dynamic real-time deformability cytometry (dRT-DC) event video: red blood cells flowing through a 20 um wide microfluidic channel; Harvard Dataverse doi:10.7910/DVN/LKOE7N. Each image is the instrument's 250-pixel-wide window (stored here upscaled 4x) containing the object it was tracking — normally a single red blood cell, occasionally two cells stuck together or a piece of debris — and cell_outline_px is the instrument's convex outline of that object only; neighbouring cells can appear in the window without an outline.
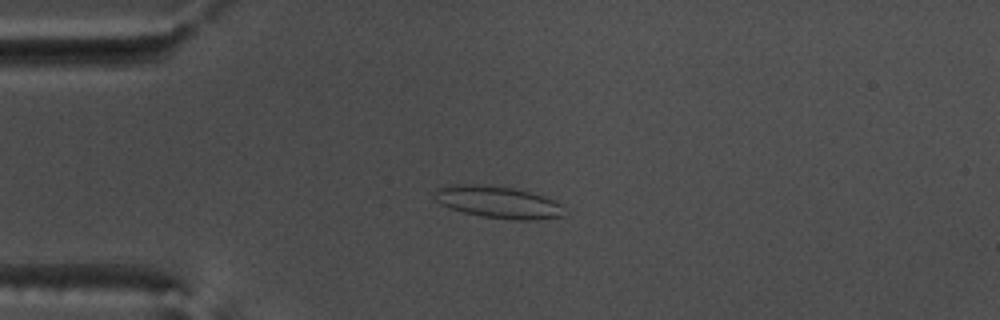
{"species": "common noctule bat (a hibernating species)", "species_latin": "Nyctalus noctula", "temperature_condition": "warm", "stored_images_in_passage": 54, "camera_frame_rate_fps": 3000, "um_per_image_px": 0.085, "animal": {"sex": "male", "body_mass_g": 17.5, "forearm_length_mm": 52.3}, "frame": {"image": 1, "passage_image": 14, "time_ms": 4.333, "image_size_px": [1000, 320], "cell_outline_px": [[564, 216], [536, 220], [512, 220], [480, 216], [448, 208], [440, 204], [436, 200], [432, 192], [436, 188], [448, 184], [484, 184], [512, 188], [544, 196], [560, 204]], "centroid_in_image_um": [42.25, 17.18], "position_along_channel_um": 42.7, "area_um2": 24.39}}
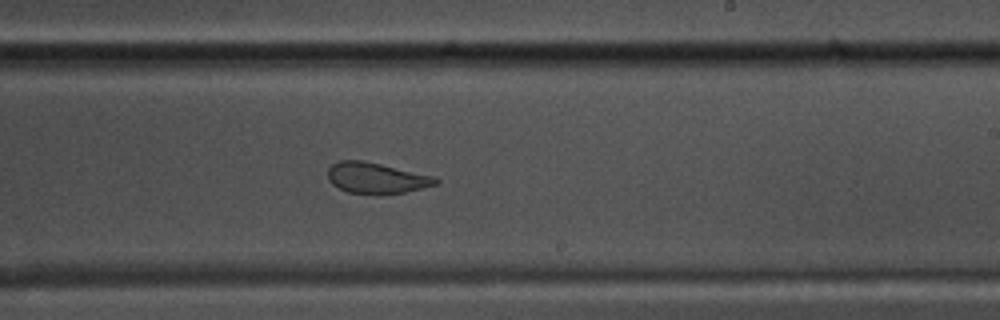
{"frame": {"image": 2, "passage_image": 33, "time_ms": 10.667, "image_size_px": [1000, 320], "cell_outline_px": [[440, 184], [404, 192], [376, 196], [348, 192], [332, 184], [328, 176], [328, 168], [332, 164], [340, 160], [360, 160], [380, 164], [436, 176], [440, 180]], "centroid_in_image_um": [32.03, 15.15], "position_along_channel_um": 257.0, "area_um2": 19.71}}
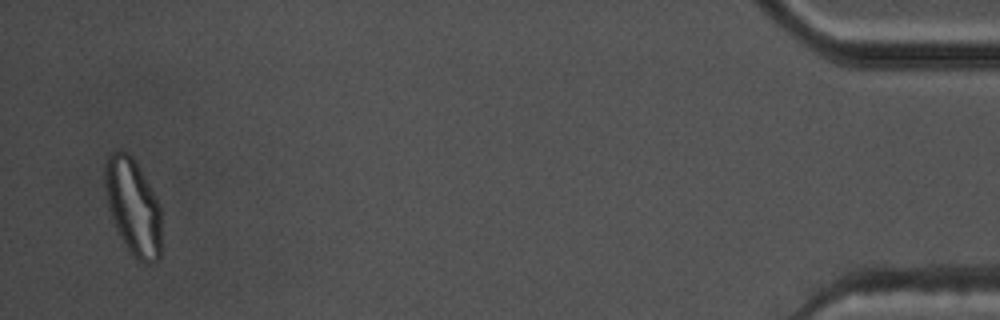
{"frame": {"image": 3, "passage_image": 53, "time_ms": 17.333, "image_size_px": [1000, 320], "cell_outline_px": [[160, 260], [152, 264], [144, 264], [132, 256], [124, 244], [116, 228], [108, 204], [104, 176], [104, 168], [108, 156], [112, 152], [128, 152], [132, 156], [148, 184], [160, 208]], "centroid_in_image_um": [11.31, 17.64], "position_along_channel_um": 423.9, "area_um2": 31.21}, "authors_computed_cell_mechanics": {"area_um2": 24.4494, "velocity_mm_per_s": 3.7612, "shape_relaxation_time_tau1_ms": null, "shape_relaxation_time_tau2_ms": 1.3317, "deformation_change_tau1": null, "deformation_change_tau2": 0.0662}}